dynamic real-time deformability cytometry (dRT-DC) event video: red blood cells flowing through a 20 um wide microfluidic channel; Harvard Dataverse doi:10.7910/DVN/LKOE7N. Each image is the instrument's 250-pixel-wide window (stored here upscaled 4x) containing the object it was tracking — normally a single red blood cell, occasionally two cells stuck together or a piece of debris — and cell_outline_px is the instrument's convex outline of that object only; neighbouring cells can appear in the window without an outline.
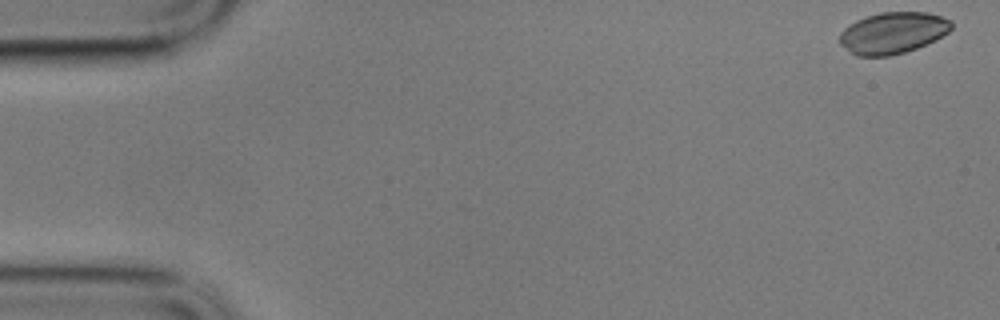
{"species": "common noctule bat (a hibernating species)", "species_latin": "Nyctalus noctula", "temperature_condition": "cold", "stored_images_in_passage": 58, "camera_frame_rate_fps": 3000, "um_per_image_px": 0.085, "animal": {"sex": "male", "body_mass_g": 17.9}, "frame": {"image": 1, "passage_image": 1, "time_ms": 0.0, "image_size_px": [1000, 320], "cell_outline_px": [[952, 28], [948, 32], [936, 40], [916, 48], [904, 52], [888, 56], [856, 56], [840, 44], [840, 32], [844, 28], [856, 20], [880, 12], [928, 12], [952, 20]], "centroid_in_image_um": [75.9, 2.79], "position_along_channel_um": 9.1, "area_um2": 26.99}}
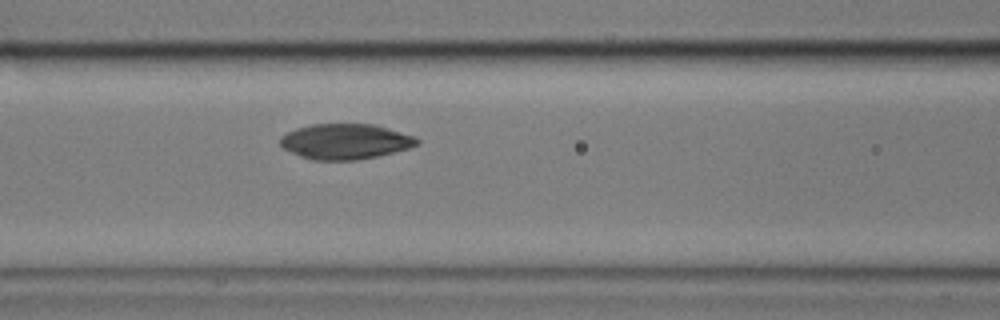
{"frame": {"image": 2, "passage_image": 24, "time_ms": 7.667, "image_size_px": [1000, 320], "cell_outline_px": [[420, 144], [408, 148], [376, 156], [356, 160], [312, 160], [300, 156], [284, 148], [280, 144], [280, 136], [296, 128], [312, 124], [372, 124], [388, 128], [416, 136], [420, 140]], "centroid_in_image_um": [29.36, 12.02], "position_along_channel_um": 137.2, "area_um2": 28.15}}
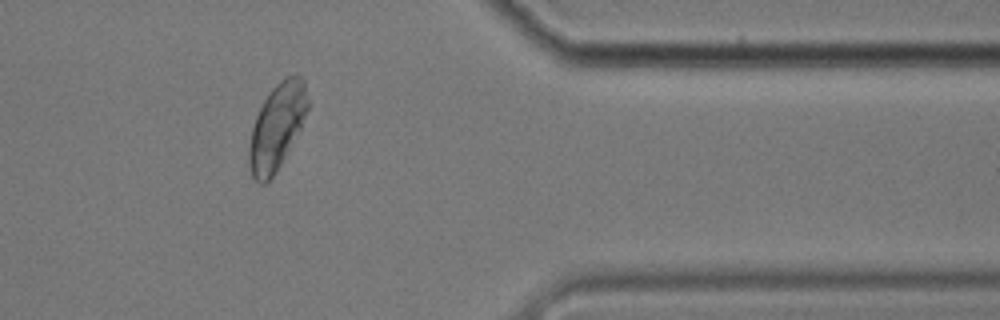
{"frame": {"image": 3, "passage_image": 48, "time_ms": 15.667, "image_size_px": [1000, 320], "cell_outline_px": [[308, 108], [300, 128], [276, 172], [264, 184], [260, 184], [252, 176], [248, 164], [248, 148], [252, 128], [256, 116], [268, 92], [280, 80], [288, 76], [300, 76], [304, 80], [308, 100]], "centroid_in_image_um": [23.51, 10.78], "position_along_channel_um": 387.9, "area_um2": 28.96}, "authors_computed_cell_mechanics": {"area_um2": 28.322, "velocity_mm_per_s": 3.3696, "shape_relaxation_time_tau1_ms": 4.5463, "shape_relaxation_time_tau2_ms": null, "deformation_change_tau1": 0.1988, "deformation_change_tau2": null}}